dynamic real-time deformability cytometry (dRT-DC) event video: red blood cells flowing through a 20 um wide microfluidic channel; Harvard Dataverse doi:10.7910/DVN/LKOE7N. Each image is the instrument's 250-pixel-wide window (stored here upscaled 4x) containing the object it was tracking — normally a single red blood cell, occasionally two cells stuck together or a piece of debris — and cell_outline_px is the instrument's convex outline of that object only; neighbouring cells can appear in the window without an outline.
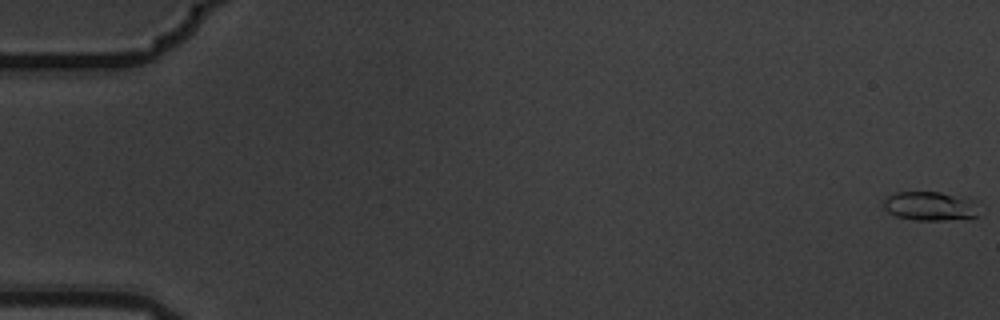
{"species": "common noctule bat (a hibernating species)", "species_latin": "Nyctalus noctula", "temperature_condition": "warm", "stored_images_in_passage": 7, "camera_frame_rate_fps": 3000, "um_per_image_px": 0.085, "animal": {"sex": "male", "body_mass_g": 19.5, "forearm_length_mm": 54.6}, "frame": {"image": 1, "passage_image": 1, "time_ms": 0.0, "image_size_px": [1000, 320], "cell_outline_px": [[976, 216], [968, 220], [912, 220], [896, 216], [888, 212], [884, 208], [884, 200], [888, 196], [896, 192], [940, 192], [976, 200]], "centroid_in_image_um": [79.07, 17.53], "position_along_channel_um": 5.9, "area_um2": 16.3}}
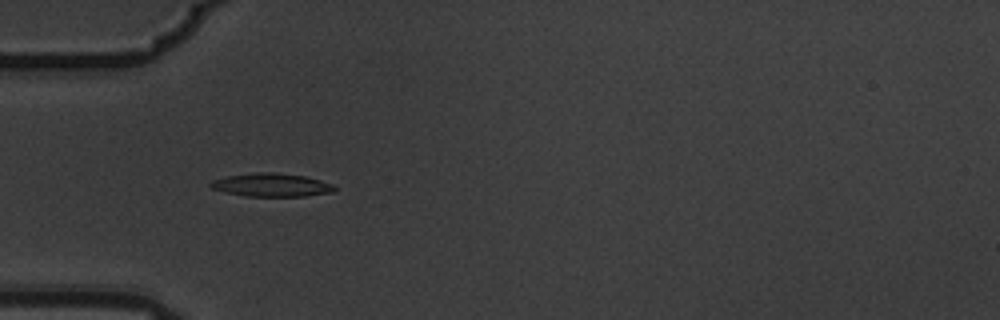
{"frame": {"image": 2, "passage_image": 6, "time_ms": 1.667, "image_size_px": [1000, 320], "cell_outline_px": [[336, 188], [332, 192], [304, 196], [244, 196], [224, 192], [212, 188], [208, 184], [212, 180], [228, 176], [260, 172], [276, 172], [304, 176], [320, 180], [332, 184]], "centroid_in_image_um": [23.06, 15.72], "position_along_channel_um": 61.9, "area_um2": 16.7}}
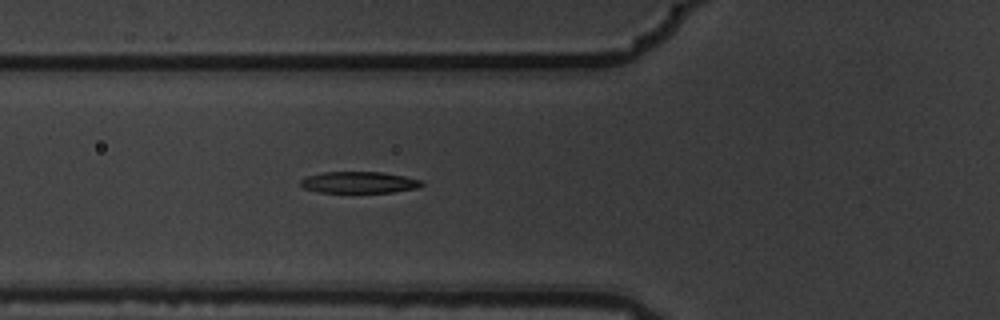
{"frame": {"image": 3, "passage_image": 7, "time_ms": 2.0, "image_size_px": [1000, 320], "cell_outline_px": [[424, 184], [420, 188], [392, 192], [320, 192], [304, 188], [300, 184], [300, 180], [304, 176], [320, 172], [380, 172], [404, 176], [420, 180]], "centroid_in_image_um": [30.49, 15.5], "position_along_channel_um": 95.3, "area_um2": 15.2}}